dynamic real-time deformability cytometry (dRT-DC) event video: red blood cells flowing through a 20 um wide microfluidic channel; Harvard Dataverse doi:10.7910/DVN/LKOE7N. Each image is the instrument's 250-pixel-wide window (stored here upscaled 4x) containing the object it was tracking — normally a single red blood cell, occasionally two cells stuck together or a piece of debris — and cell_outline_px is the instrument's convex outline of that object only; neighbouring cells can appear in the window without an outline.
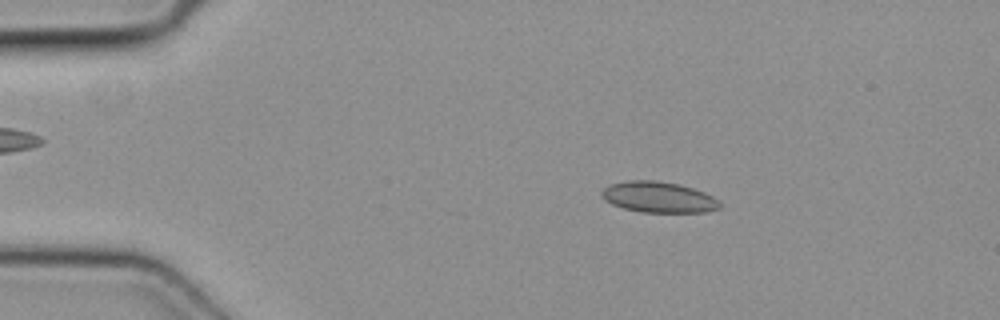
{"species": "common noctule bat (a hibernating species)", "species_latin": "Nyctalus noctula", "temperature_condition": "cold", "stored_images_in_passage": 3, "camera_frame_rate_fps": 3000, "um_per_image_px": 0.085, "animal": {"sex": "female", "body_mass_g": 19.3, "forearm_length_mm": 54.1}, "frame": {"image": 1, "passage_image": 2, "time_ms": 0.333, "image_size_px": [1000, 320], "cell_outline_px": [[720, 208], [704, 212], [640, 212], [624, 208], [612, 204], [604, 200], [600, 196], [600, 192], [604, 188], [612, 184], [628, 180], [656, 180], [680, 184], [704, 192], [720, 200]], "centroid_in_image_um": [55.97, 16.75], "position_along_channel_um": 29.0, "area_um2": 21.33}}